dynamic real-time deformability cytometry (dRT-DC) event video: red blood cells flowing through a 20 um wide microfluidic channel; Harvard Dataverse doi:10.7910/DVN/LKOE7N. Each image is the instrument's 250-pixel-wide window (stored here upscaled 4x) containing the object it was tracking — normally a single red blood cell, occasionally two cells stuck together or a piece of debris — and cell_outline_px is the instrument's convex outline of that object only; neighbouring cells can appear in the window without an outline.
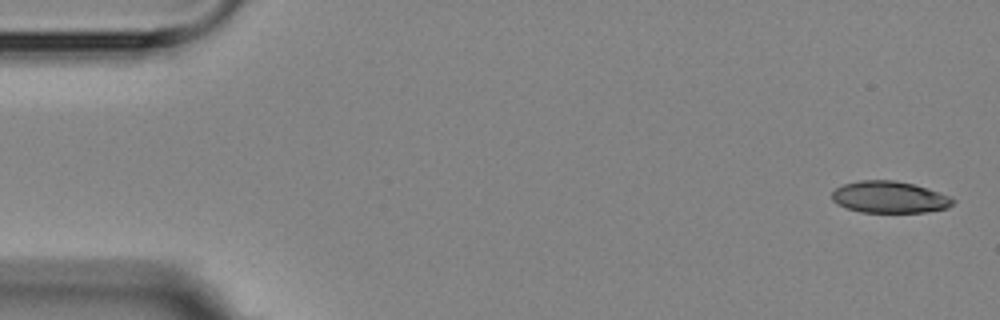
{"species": "Egyptian fruit bat (a non-hibernating species)", "species_latin": "Rousettus aegyptiacus", "temperature_condition": "room temperature", "stored_images_in_passage": 5, "camera_frame_rate_fps": 3000, "um_per_image_px": 0.085, "animal": {"sex": "female"}, "frame": {"image": 1, "passage_image": 1, "time_ms": 0.0, "image_size_px": [1000, 320], "cell_outline_px": [[956, 200], [948, 208], [924, 212], [860, 212], [836, 204], [832, 200], [832, 192], [836, 188], [844, 184], [860, 180], [896, 180], [928, 188], [952, 196]], "centroid_in_image_um": [75.63, 16.75], "position_along_channel_um": 9.4, "area_um2": 22.48}}
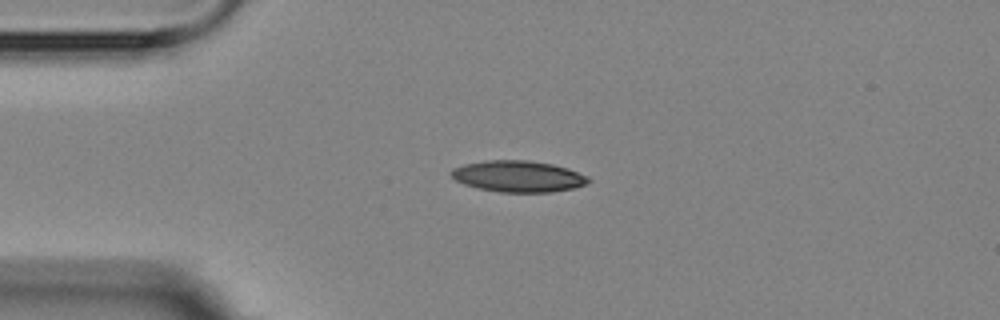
{"frame": {"image": 2, "passage_image": 4, "time_ms": 3.667, "image_size_px": [1000, 320], "cell_outline_px": [[592, 180], [588, 184], [576, 188], [552, 192], [500, 192], [476, 188], [464, 184], [456, 180], [448, 172], [452, 168], [464, 164], [488, 160], [528, 160], [552, 164], [568, 168], [588, 176]], "centroid_in_image_um": [44.07, 14.99], "position_along_channel_um": 40.9, "area_um2": 25.32}}